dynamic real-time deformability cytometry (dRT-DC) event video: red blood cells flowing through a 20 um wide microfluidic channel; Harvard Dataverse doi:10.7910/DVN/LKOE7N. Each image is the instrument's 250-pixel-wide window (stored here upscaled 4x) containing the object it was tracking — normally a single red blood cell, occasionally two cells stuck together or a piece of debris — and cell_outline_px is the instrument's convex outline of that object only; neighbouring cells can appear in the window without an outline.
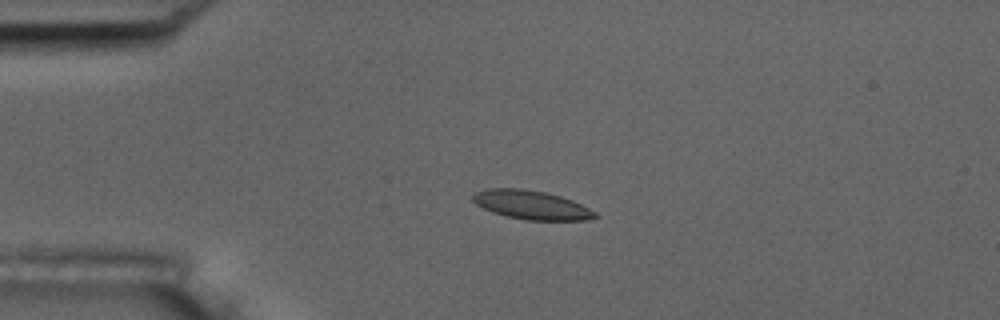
{"species": "common noctule bat (a hibernating species)", "species_latin": "Nyctalus noctula", "temperature_condition": "room temperature", "stored_images_in_passage": 8, "camera_frame_rate_fps": 3000, "um_per_image_px": 0.085, "animal": {"sex": "male", "body_mass_g": 17.5, "forearm_length_mm": 52.3}, "frame": {"image": 1, "passage_image": 4, "time_ms": 1.0, "image_size_px": [1000, 320], "cell_outline_px": [[600, 216], [584, 220], [528, 220], [504, 216], [492, 212], [476, 204], [472, 200], [472, 196], [476, 192], [488, 188], [520, 188], [544, 192], [560, 196], [572, 200], [596, 212]], "centroid_in_image_um": [45.15, 17.42], "position_along_channel_um": 39.8, "area_um2": 20.46}}
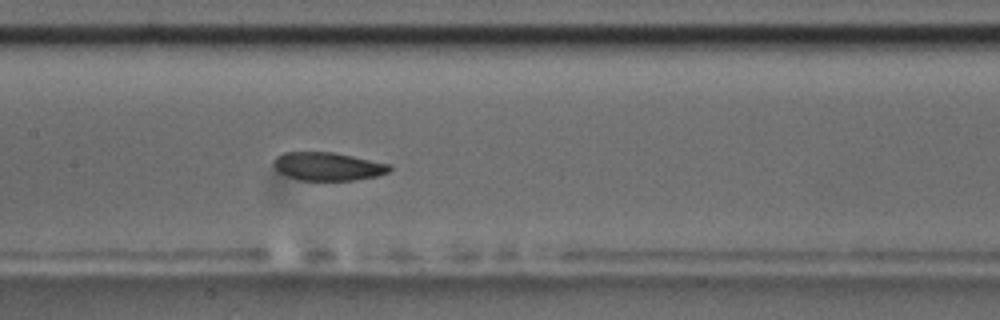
{"frame": {"image": 2, "passage_image": 8, "time_ms": 2.333, "image_size_px": [1000, 320], "cell_outline_px": [[392, 168], [388, 172], [376, 176], [356, 180], [296, 180], [280, 172], [272, 164], [276, 156], [284, 152], [332, 152], [392, 164]], "centroid_in_image_um": [27.87, 14.14], "position_along_channel_um": 179.5, "area_um2": 19.07}}